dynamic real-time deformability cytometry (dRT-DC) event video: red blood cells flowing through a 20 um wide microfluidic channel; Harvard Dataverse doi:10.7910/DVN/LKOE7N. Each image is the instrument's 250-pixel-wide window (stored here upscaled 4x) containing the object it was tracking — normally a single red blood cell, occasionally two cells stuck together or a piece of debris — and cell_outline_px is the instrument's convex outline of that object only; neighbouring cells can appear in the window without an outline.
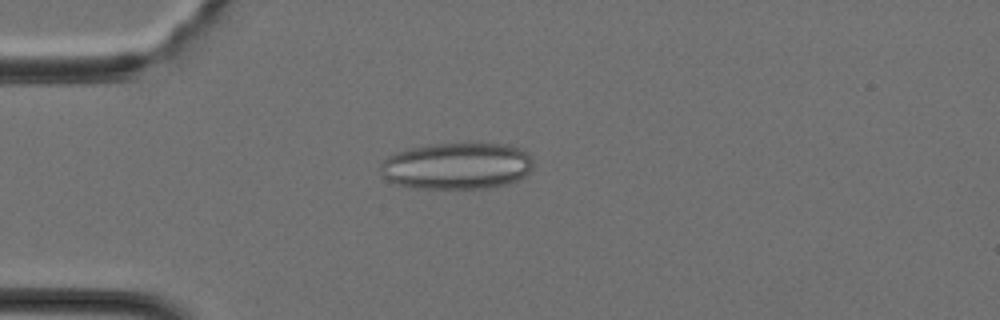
{"species": "Egyptian fruit bat (a non-hibernating species)", "species_latin": "Rousettus aegyptiacus", "temperature_condition": "cold", "stored_images_in_passage": 39, "camera_frame_rate_fps": 3000, "um_per_image_px": 0.085, "animal": {"sex": "female"}, "frame": {"image": 1, "passage_image": 10, "time_ms": 3.0, "image_size_px": [1000, 320], "cell_outline_px": [[532, 168], [524, 176], [508, 184], [484, 188], [416, 188], [396, 184], [388, 180], [384, 176], [380, 168], [380, 164], [388, 156], [396, 152], [428, 144], [504, 144], [528, 152], [532, 156]], "centroid_in_image_um": [38.84, 14.11], "position_along_channel_um": 46.2, "area_um2": 41.33}}
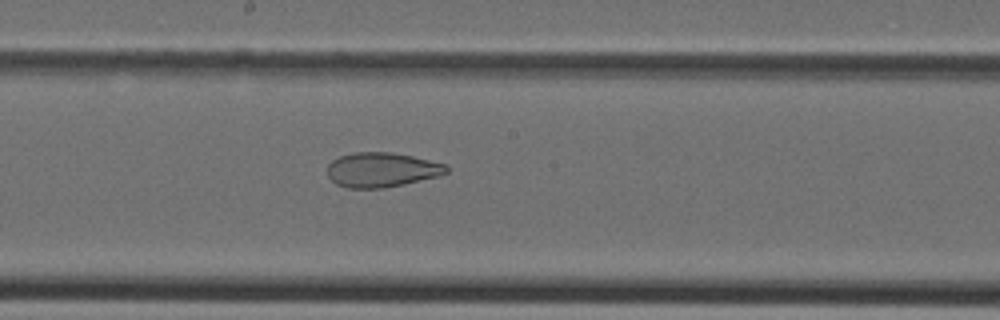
{"frame": {"image": 2, "passage_image": 21, "time_ms": 6.667, "image_size_px": [1000, 320], "cell_outline_px": [[448, 172], [440, 176], [404, 184], [384, 188], [348, 188], [336, 184], [328, 176], [328, 164], [332, 160], [340, 156], [356, 152], [388, 152], [412, 156], [448, 164]], "centroid_in_image_um": [32.47, 14.43], "position_along_channel_um": 215.7, "area_um2": 24.1}}
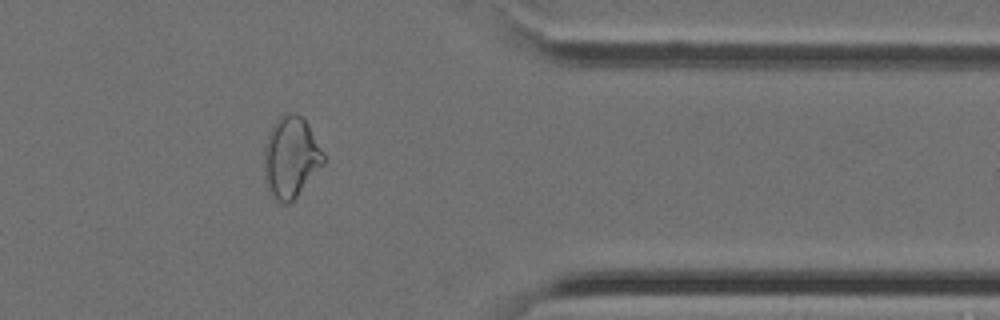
{"frame": {"image": 3, "passage_image": 32, "time_ms": 10.333, "image_size_px": [1000, 320], "cell_outline_px": [[324, 164], [296, 196], [288, 204], [280, 204], [272, 200], [264, 180], [264, 144], [268, 132], [276, 120], [280, 116], [288, 112], [292, 112], [300, 116], [308, 124], [324, 152]], "centroid_in_image_um": [24.69, 13.39], "position_along_channel_um": 386.7, "area_um2": 28.44}}